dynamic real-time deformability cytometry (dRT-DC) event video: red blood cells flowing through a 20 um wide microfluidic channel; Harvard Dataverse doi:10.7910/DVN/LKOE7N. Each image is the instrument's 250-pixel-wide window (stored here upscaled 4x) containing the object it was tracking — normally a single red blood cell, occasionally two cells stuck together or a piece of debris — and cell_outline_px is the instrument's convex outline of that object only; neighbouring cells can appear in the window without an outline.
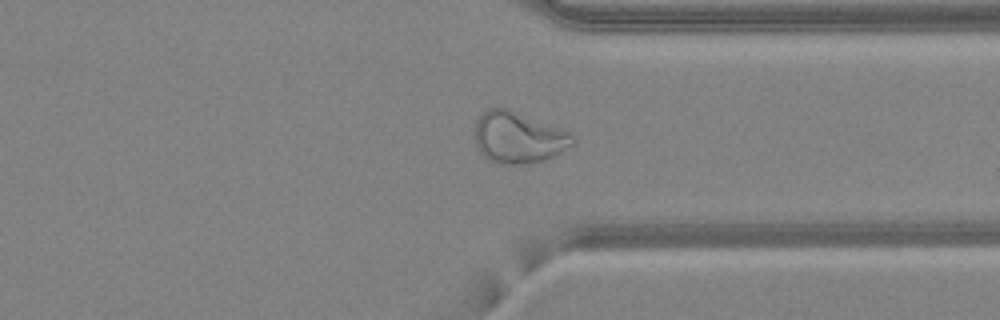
{"species": "common noctule bat (a hibernating species)", "species_latin": "Nyctalus noctula", "temperature_condition": "warm", "stored_images_in_passage": 44, "camera_frame_rate_fps": 3000, "um_per_image_px": 0.085, "animal": {"sex": "female", "body_mass_g": 24.6, "forearm_length_mm": 56.2}, "frame": {"image": 1, "passage_image": 33, "time_ms": 10.667, "image_size_px": [1000, 320], "cell_outline_px": [[576, 140], [572, 144], [560, 152], [544, 160], [528, 164], [500, 164], [488, 160], [476, 148], [476, 120], [488, 108], [508, 108], [568, 132]], "centroid_in_image_um": [44.02, 11.7], "position_along_channel_um": 367.4, "area_um2": 28.9}}
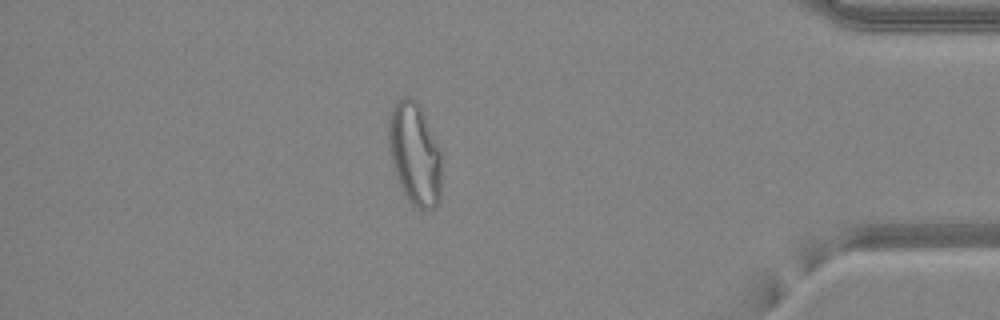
{"frame": {"image": 2, "passage_image": 38, "time_ms": 12.333, "image_size_px": [1000, 320], "cell_outline_px": [[440, 204], [436, 208], [428, 212], [424, 212], [416, 208], [408, 200], [400, 188], [388, 148], [388, 112], [396, 100], [400, 96], [412, 96], [420, 104], [440, 148]], "centroid_in_image_um": [35.24, 13.07], "position_along_channel_um": 400.0, "area_um2": 32.66}}